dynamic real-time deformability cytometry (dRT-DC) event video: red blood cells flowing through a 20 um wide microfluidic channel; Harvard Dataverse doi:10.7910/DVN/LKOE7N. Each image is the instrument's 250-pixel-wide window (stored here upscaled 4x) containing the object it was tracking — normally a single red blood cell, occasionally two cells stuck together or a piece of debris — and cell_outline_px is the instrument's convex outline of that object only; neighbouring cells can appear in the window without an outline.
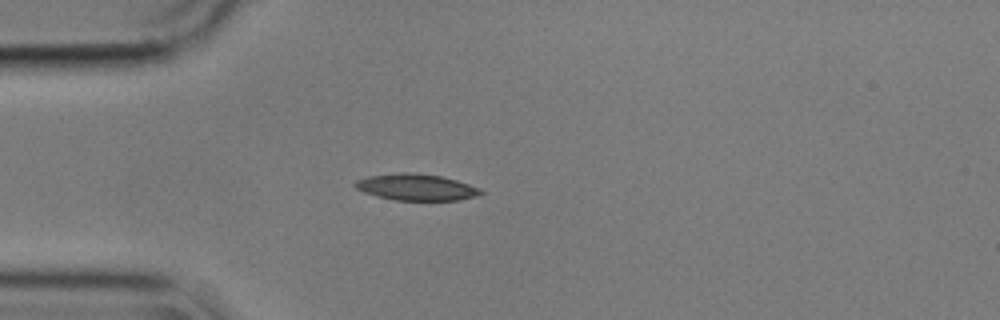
{"species": "common noctule bat (a hibernating species)", "species_latin": "Nyctalus noctula", "temperature_condition": "cold", "stored_images_in_passage": 42, "camera_frame_rate_fps": 3000, "um_per_image_px": 0.085, "animal": {"sex": "male", "body_mass_g": 17.9}, "frame": {"image": 1, "passage_image": 1, "time_ms": 0.0, "image_size_px": [1000, 320], "cell_outline_px": [[484, 192], [476, 196], [456, 200], [396, 200], [364, 192], [356, 188], [352, 184], [356, 180], [368, 176], [400, 172], [416, 172], [440, 176], [456, 180], [480, 188]], "centroid_in_image_um": [35.37, 15.89], "position_along_channel_um": 49.6, "area_um2": 19.25}}
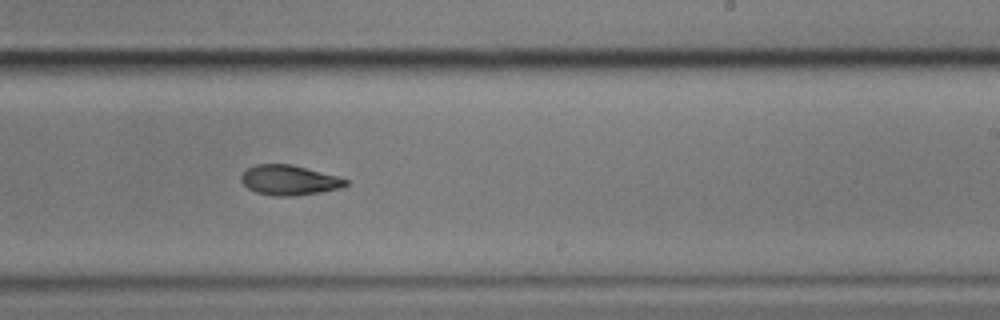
{"frame": {"image": 2, "passage_image": 20, "time_ms": 6.333, "image_size_px": [1000, 320], "cell_outline_px": [[348, 184], [340, 188], [320, 192], [296, 196], [272, 196], [256, 192], [248, 188], [240, 180], [240, 176], [248, 168], [256, 164], [288, 164], [336, 176], [348, 180]], "centroid_in_image_um": [24.54, 15.33], "position_along_channel_um": 264.5, "area_um2": 18.03}}
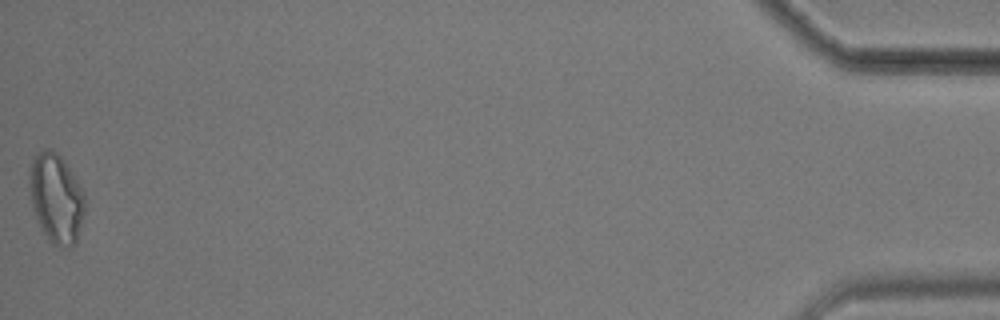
{"frame": {"image": 3, "passage_image": 42, "time_ms": 13.667, "image_size_px": [1000, 320], "cell_outline_px": [[84, 212], [76, 244], [60, 248], [52, 244], [48, 240], [36, 216], [32, 204], [28, 180], [28, 172], [32, 156], [44, 148], [52, 148], [64, 160], [84, 192]], "centroid_in_image_um": [4.76, 16.81], "position_along_channel_um": 430.4, "area_um2": 28.96}, "authors_computed_cell_mechanics": {"area_um2": 19.363, "velocity_mm_per_s": 3.5647, "shape_relaxation_time_tau1_ms": 10.6225, "shape_relaxation_time_tau2_ms": 5.1735, "deformation_change_tau1": 0.2149, "deformation_change_tau2": 0.1162}}